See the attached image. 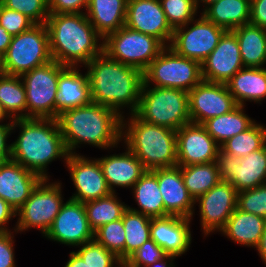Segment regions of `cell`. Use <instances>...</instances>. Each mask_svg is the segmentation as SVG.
<instances>
[{"mask_svg":"<svg viewBox=\"0 0 266 267\" xmlns=\"http://www.w3.org/2000/svg\"><path fill=\"white\" fill-rule=\"evenodd\" d=\"M12 36L7 32V30L0 26V55L3 56L11 43Z\"/></svg>","mask_w":266,"mask_h":267,"instance_id":"51","label":"cell"},{"mask_svg":"<svg viewBox=\"0 0 266 267\" xmlns=\"http://www.w3.org/2000/svg\"><path fill=\"white\" fill-rule=\"evenodd\" d=\"M2 60L4 73L16 76H22L52 61L46 24H36L31 29L12 36Z\"/></svg>","mask_w":266,"mask_h":267,"instance_id":"9","label":"cell"},{"mask_svg":"<svg viewBox=\"0 0 266 267\" xmlns=\"http://www.w3.org/2000/svg\"><path fill=\"white\" fill-rule=\"evenodd\" d=\"M125 116L122 117L121 143L146 170L177 165L176 130L148 123L135 113Z\"/></svg>","mask_w":266,"mask_h":267,"instance_id":"5","label":"cell"},{"mask_svg":"<svg viewBox=\"0 0 266 267\" xmlns=\"http://www.w3.org/2000/svg\"><path fill=\"white\" fill-rule=\"evenodd\" d=\"M226 85L237 105L246 106V102L261 105L266 99V67H244Z\"/></svg>","mask_w":266,"mask_h":267,"instance_id":"26","label":"cell"},{"mask_svg":"<svg viewBox=\"0 0 266 267\" xmlns=\"http://www.w3.org/2000/svg\"><path fill=\"white\" fill-rule=\"evenodd\" d=\"M148 86L192 90L203 81L201 63L177 54L165 46L143 72Z\"/></svg>","mask_w":266,"mask_h":267,"instance_id":"8","label":"cell"},{"mask_svg":"<svg viewBox=\"0 0 266 267\" xmlns=\"http://www.w3.org/2000/svg\"><path fill=\"white\" fill-rule=\"evenodd\" d=\"M125 26L169 46L174 29L167 21L160 0H127Z\"/></svg>","mask_w":266,"mask_h":267,"instance_id":"18","label":"cell"},{"mask_svg":"<svg viewBox=\"0 0 266 267\" xmlns=\"http://www.w3.org/2000/svg\"><path fill=\"white\" fill-rule=\"evenodd\" d=\"M44 237L75 248L94 240L84 203L66 200Z\"/></svg>","mask_w":266,"mask_h":267,"instance_id":"16","label":"cell"},{"mask_svg":"<svg viewBox=\"0 0 266 267\" xmlns=\"http://www.w3.org/2000/svg\"><path fill=\"white\" fill-rule=\"evenodd\" d=\"M119 194L111 193L108 196L90 200L84 203L87 219L90 228L95 231L100 226L117 221L122 218L124 211L128 208L125 202H122Z\"/></svg>","mask_w":266,"mask_h":267,"instance_id":"34","label":"cell"},{"mask_svg":"<svg viewBox=\"0 0 266 267\" xmlns=\"http://www.w3.org/2000/svg\"><path fill=\"white\" fill-rule=\"evenodd\" d=\"M245 112V106L238 105L231 112L210 118L202 125L206 128L208 134L221 146L225 141L246 131L256 122Z\"/></svg>","mask_w":266,"mask_h":267,"instance_id":"32","label":"cell"},{"mask_svg":"<svg viewBox=\"0 0 266 267\" xmlns=\"http://www.w3.org/2000/svg\"><path fill=\"white\" fill-rule=\"evenodd\" d=\"M151 219L127 208L122 215L125 229L124 260H127L142 244L150 239Z\"/></svg>","mask_w":266,"mask_h":267,"instance_id":"36","label":"cell"},{"mask_svg":"<svg viewBox=\"0 0 266 267\" xmlns=\"http://www.w3.org/2000/svg\"><path fill=\"white\" fill-rule=\"evenodd\" d=\"M266 144V126L255 122L246 131L225 141L220 149L235 158L246 157L249 153L262 148Z\"/></svg>","mask_w":266,"mask_h":267,"instance_id":"37","label":"cell"},{"mask_svg":"<svg viewBox=\"0 0 266 267\" xmlns=\"http://www.w3.org/2000/svg\"><path fill=\"white\" fill-rule=\"evenodd\" d=\"M76 252L86 261L88 267H115L119 258L95 240L79 247Z\"/></svg>","mask_w":266,"mask_h":267,"instance_id":"40","label":"cell"},{"mask_svg":"<svg viewBox=\"0 0 266 267\" xmlns=\"http://www.w3.org/2000/svg\"><path fill=\"white\" fill-rule=\"evenodd\" d=\"M133 199L138 205L132 211L139 212L150 218L165 217L169 214L165 211L164 202L159 190L158 179L155 170H147L131 189Z\"/></svg>","mask_w":266,"mask_h":267,"instance_id":"29","label":"cell"},{"mask_svg":"<svg viewBox=\"0 0 266 267\" xmlns=\"http://www.w3.org/2000/svg\"><path fill=\"white\" fill-rule=\"evenodd\" d=\"M12 133V123H0V163L11 159V143L7 140Z\"/></svg>","mask_w":266,"mask_h":267,"instance_id":"48","label":"cell"},{"mask_svg":"<svg viewBox=\"0 0 266 267\" xmlns=\"http://www.w3.org/2000/svg\"><path fill=\"white\" fill-rule=\"evenodd\" d=\"M16 231L0 232V267H16L15 235Z\"/></svg>","mask_w":266,"mask_h":267,"instance_id":"45","label":"cell"},{"mask_svg":"<svg viewBox=\"0 0 266 267\" xmlns=\"http://www.w3.org/2000/svg\"><path fill=\"white\" fill-rule=\"evenodd\" d=\"M199 207L201 232L208 237L221 232L237 208V191L228 181H220L194 202ZM208 235V236H207Z\"/></svg>","mask_w":266,"mask_h":267,"instance_id":"14","label":"cell"},{"mask_svg":"<svg viewBox=\"0 0 266 267\" xmlns=\"http://www.w3.org/2000/svg\"><path fill=\"white\" fill-rule=\"evenodd\" d=\"M115 267H137L132 265L128 260H119Z\"/></svg>","mask_w":266,"mask_h":267,"instance_id":"56","label":"cell"},{"mask_svg":"<svg viewBox=\"0 0 266 267\" xmlns=\"http://www.w3.org/2000/svg\"><path fill=\"white\" fill-rule=\"evenodd\" d=\"M164 47L155 37L130 29L125 25L103 39V52L109 58L142 72L155 60Z\"/></svg>","mask_w":266,"mask_h":267,"instance_id":"10","label":"cell"},{"mask_svg":"<svg viewBox=\"0 0 266 267\" xmlns=\"http://www.w3.org/2000/svg\"><path fill=\"white\" fill-rule=\"evenodd\" d=\"M88 3L89 0H48V9L49 13H85Z\"/></svg>","mask_w":266,"mask_h":267,"instance_id":"46","label":"cell"},{"mask_svg":"<svg viewBox=\"0 0 266 267\" xmlns=\"http://www.w3.org/2000/svg\"><path fill=\"white\" fill-rule=\"evenodd\" d=\"M203 81L226 84L244 68L236 35L226 31L216 48L201 63Z\"/></svg>","mask_w":266,"mask_h":267,"instance_id":"20","label":"cell"},{"mask_svg":"<svg viewBox=\"0 0 266 267\" xmlns=\"http://www.w3.org/2000/svg\"><path fill=\"white\" fill-rule=\"evenodd\" d=\"M188 103L190 120L195 124L227 114L238 106L226 84L207 81L188 92Z\"/></svg>","mask_w":266,"mask_h":267,"instance_id":"17","label":"cell"},{"mask_svg":"<svg viewBox=\"0 0 266 267\" xmlns=\"http://www.w3.org/2000/svg\"><path fill=\"white\" fill-rule=\"evenodd\" d=\"M259 257L261 258L262 262L266 265V223L264 226L263 233L261 235L260 242L256 247Z\"/></svg>","mask_w":266,"mask_h":267,"instance_id":"52","label":"cell"},{"mask_svg":"<svg viewBox=\"0 0 266 267\" xmlns=\"http://www.w3.org/2000/svg\"><path fill=\"white\" fill-rule=\"evenodd\" d=\"M177 165L215 162L220 146L202 124L189 123L176 131Z\"/></svg>","mask_w":266,"mask_h":267,"instance_id":"19","label":"cell"},{"mask_svg":"<svg viewBox=\"0 0 266 267\" xmlns=\"http://www.w3.org/2000/svg\"><path fill=\"white\" fill-rule=\"evenodd\" d=\"M208 20L226 31L249 24V0H218L201 12Z\"/></svg>","mask_w":266,"mask_h":267,"instance_id":"31","label":"cell"},{"mask_svg":"<svg viewBox=\"0 0 266 267\" xmlns=\"http://www.w3.org/2000/svg\"><path fill=\"white\" fill-rule=\"evenodd\" d=\"M84 67L92 103L109 107L121 117L125 107L129 112L126 114L136 112L144 83L142 71L113 60L104 52Z\"/></svg>","mask_w":266,"mask_h":267,"instance_id":"1","label":"cell"},{"mask_svg":"<svg viewBox=\"0 0 266 267\" xmlns=\"http://www.w3.org/2000/svg\"><path fill=\"white\" fill-rule=\"evenodd\" d=\"M0 104L12 120L26 118V91L21 76L4 73L0 77Z\"/></svg>","mask_w":266,"mask_h":267,"instance_id":"35","label":"cell"},{"mask_svg":"<svg viewBox=\"0 0 266 267\" xmlns=\"http://www.w3.org/2000/svg\"><path fill=\"white\" fill-rule=\"evenodd\" d=\"M135 114L148 123L177 131L191 123L188 92L143 84Z\"/></svg>","mask_w":266,"mask_h":267,"instance_id":"6","label":"cell"},{"mask_svg":"<svg viewBox=\"0 0 266 267\" xmlns=\"http://www.w3.org/2000/svg\"><path fill=\"white\" fill-rule=\"evenodd\" d=\"M60 133L69 154L82 144L101 150L120 147L122 117L104 105L90 103L63 111L57 117Z\"/></svg>","mask_w":266,"mask_h":267,"instance_id":"2","label":"cell"},{"mask_svg":"<svg viewBox=\"0 0 266 267\" xmlns=\"http://www.w3.org/2000/svg\"><path fill=\"white\" fill-rule=\"evenodd\" d=\"M64 164L76 190L69 199L85 203L112 193L96 158L69 154Z\"/></svg>","mask_w":266,"mask_h":267,"instance_id":"15","label":"cell"},{"mask_svg":"<svg viewBox=\"0 0 266 267\" xmlns=\"http://www.w3.org/2000/svg\"><path fill=\"white\" fill-rule=\"evenodd\" d=\"M180 169L184 184L194 200L208 192L221 181L216 161L180 166Z\"/></svg>","mask_w":266,"mask_h":267,"instance_id":"33","label":"cell"},{"mask_svg":"<svg viewBox=\"0 0 266 267\" xmlns=\"http://www.w3.org/2000/svg\"><path fill=\"white\" fill-rule=\"evenodd\" d=\"M127 0H89L86 17L104 39L125 24Z\"/></svg>","mask_w":266,"mask_h":267,"instance_id":"27","label":"cell"},{"mask_svg":"<svg viewBox=\"0 0 266 267\" xmlns=\"http://www.w3.org/2000/svg\"><path fill=\"white\" fill-rule=\"evenodd\" d=\"M43 178L10 159L0 163V198L16 211Z\"/></svg>","mask_w":266,"mask_h":267,"instance_id":"22","label":"cell"},{"mask_svg":"<svg viewBox=\"0 0 266 267\" xmlns=\"http://www.w3.org/2000/svg\"><path fill=\"white\" fill-rule=\"evenodd\" d=\"M36 25L24 14L8 9L0 3V26L4 27L11 36H16Z\"/></svg>","mask_w":266,"mask_h":267,"instance_id":"43","label":"cell"},{"mask_svg":"<svg viewBox=\"0 0 266 267\" xmlns=\"http://www.w3.org/2000/svg\"><path fill=\"white\" fill-rule=\"evenodd\" d=\"M0 3L8 9L24 14L35 24H45L50 15L48 0H0Z\"/></svg>","mask_w":266,"mask_h":267,"instance_id":"41","label":"cell"},{"mask_svg":"<svg viewBox=\"0 0 266 267\" xmlns=\"http://www.w3.org/2000/svg\"><path fill=\"white\" fill-rule=\"evenodd\" d=\"M46 26L52 60L66 67H84L103 52V38L85 13H50Z\"/></svg>","mask_w":266,"mask_h":267,"instance_id":"4","label":"cell"},{"mask_svg":"<svg viewBox=\"0 0 266 267\" xmlns=\"http://www.w3.org/2000/svg\"><path fill=\"white\" fill-rule=\"evenodd\" d=\"M160 2L173 29L186 25L201 13L196 8L194 0H160Z\"/></svg>","mask_w":266,"mask_h":267,"instance_id":"39","label":"cell"},{"mask_svg":"<svg viewBox=\"0 0 266 267\" xmlns=\"http://www.w3.org/2000/svg\"><path fill=\"white\" fill-rule=\"evenodd\" d=\"M265 223L266 218L236 208L220 233L236 244L255 249L260 242Z\"/></svg>","mask_w":266,"mask_h":267,"instance_id":"28","label":"cell"},{"mask_svg":"<svg viewBox=\"0 0 266 267\" xmlns=\"http://www.w3.org/2000/svg\"><path fill=\"white\" fill-rule=\"evenodd\" d=\"M159 190L169 215L193 220L195 200L189 194L181 174L180 166L156 169Z\"/></svg>","mask_w":266,"mask_h":267,"instance_id":"23","label":"cell"},{"mask_svg":"<svg viewBox=\"0 0 266 267\" xmlns=\"http://www.w3.org/2000/svg\"><path fill=\"white\" fill-rule=\"evenodd\" d=\"M198 16L174 29L169 47L182 57L202 63L216 48L226 30L202 13Z\"/></svg>","mask_w":266,"mask_h":267,"instance_id":"12","label":"cell"},{"mask_svg":"<svg viewBox=\"0 0 266 267\" xmlns=\"http://www.w3.org/2000/svg\"><path fill=\"white\" fill-rule=\"evenodd\" d=\"M237 208L266 218V183L253 189L237 192Z\"/></svg>","mask_w":266,"mask_h":267,"instance_id":"42","label":"cell"},{"mask_svg":"<svg viewBox=\"0 0 266 267\" xmlns=\"http://www.w3.org/2000/svg\"><path fill=\"white\" fill-rule=\"evenodd\" d=\"M189 218L168 215L151 219L150 239L162 247L168 255L177 258L191 247L192 231Z\"/></svg>","mask_w":266,"mask_h":267,"instance_id":"21","label":"cell"},{"mask_svg":"<svg viewBox=\"0 0 266 267\" xmlns=\"http://www.w3.org/2000/svg\"><path fill=\"white\" fill-rule=\"evenodd\" d=\"M7 120H9V122ZM5 121L7 123H13V120L7 115L2 105L0 104V123H4Z\"/></svg>","mask_w":266,"mask_h":267,"instance_id":"55","label":"cell"},{"mask_svg":"<svg viewBox=\"0 0 266 267\" xmlns=\"http://www.w3.org/2000/svg\"><path fill=\"white\" fill-rule=\"evenodd\" d=\"M66 68L52 60L21 76L26 91V118L56 119L58 78Z\"/></svg>","mask_w":266,"mask_h":267,"instance_id":"11","label":"cell"},{"mask_svg":"<svg viewBox=\"0 0 266 267\" xmlns=\"http://www.w3.org/2000/svg\"><path fill=\"white\" fill-rule=\"evenodd\" d=\"M4 74V69H3V60L2 56L0 55V77Z\"/></svg>","mask_w":266,"mask_h":267,"instance_id":"57","label":"cell"},{"mask_svg":"<svg viewBox=\"0 0 266 267\" xmlns=\"http://www.w3.org/2000/svg\"><path fill=\"white\" fill-rule=\"evenodd\" d=\"M62 192L61 181L50 182V178L42 179L26 202L16 211L18 217L13 225L15 231L22 234L34 228L44 237L65 203Z\"/></svg>","mask_w":266,"mask_h":267,"instance_id":"7","label":"cell"},{"mask_svg":"<svg viewBox=\"0 0 266 267\" xmlns=\"http://www.w3.org/2000/svg\"><path fill=\"white\" fill-rule=\"evenodd\" d=\"M80 67H67L58 78L56 119L71 108L86 106L92 102L87 73Z\"/></svg>","mask_w":266,"mask_h":267,"instance_id":"25","label":"cell"},{"mask_svg":"<svg viewBox=\"0 0 266 267\" xmlns=\"http://www.w3.org/2000/svg\"><path fill=\"white\" fill-rule=\"evenodd\" d=\"M249 23L266 29V0H252L250 2Z\"/></svg>","mask_w":266,"mask_h":267,"instance_id":"47","label":"cell"},{"mask_svg":"<svg viewBox=\"0 0 266 267\" xmlns=\"http://www.w3.org/2000/svg\"><path fill=\"white\" fill-rule=\"evenodd\" d=\"M19 131L11 142V159L26 169L50 178L48 166L61 159L64 163L69 156L56 119L22 118L14 119L12 131Z\"/></svg>","mask_w":266,"mask_h":267,"instance_id":"3","label":"cell"},{"mask_svg":"<svg viewBox=\"0 0 266 267\" xmlns=\"http://www.w3.org/2000/svg\"><path fill=\"white\" fill-rule=\"evenodd\" d=\"M176 256L173 255H167L162 260H158L157 262H154L153 264L147 266V267H175L177 265L175 262Z\"/></svg>","mask_w":266,"mask_h":267,"instance_id":"53","label":"cell"},{"mask_svg":"<svg viewBox=\"0 0 266 267\" xmlns=\"http://www.w3.org/2000/svg\"><path fill=\"white\" fill-rule=\"evenodd\" d=\"M69 259L65 263L64 267H88L86 261H84L81 256L75 251L69 253Z\"/></svg>","mask_w":266,"mask_h":267,"instance_id":"50","label":"cell"},{"mask_svg":"<svg viewBox=\"0 0 266 267\" xmlns=\"http://www.w3.org/2000/svg\"><path fill=\"white\" fill-rule=\"evenodd\" d=\"M218 1V0H194V4L198 11L200 10L199 8L201 7V11H203L208 5L211 3ZM202 3V4H201ZM204 6V7H202Z\"/></svg>","mask_w":266,"mask_h":267,"instance_id":"54","label":"cell"},{"mask_svg":"<svg viewBox=\"0 0 266 267\" xmlns=\"http://www.w3.org/2000/svg\"><path fill=\"white\" fill-rule=\"evenodd\" d=\"M94 240L124 260L125 229L122 218L104 224L94 231Z\"/></svg>","mask_w":266,"mask_h":267,"instance_id":"38","label":"cell"},{"mask_svg":"<svg viewBox=\"0 0 266 267\" xmlns=\"http://www.w3.org/2000/svg\"><path fill=\"white\" fill-rule=\"evenodd\" d=\"M122 146L125 152L96 158L113 193H116V187L132 189L147 171L141 161L126 146Z\"/></svg>","mask_w":266,"mask_h":267,"instance_id":"24","label":"cell"},{"mask_svg":"<svg viewBox=\"0 0 266 267\" xmlns=\"http://www.w3.org/2000/svg\"><path fill=\"white\" fill-rule=\"evenodd\" d=\"M216 162L221 181L230 182L237 192L266 183V144L240 159L220 149Z\"/></svg>","mask_w":266,"mask_h":267,"instance_id":"13","label":"cell"},{"mask_svg":"<svg viewBox=\"0 0 266 267\" xmlns=\"http://www.w3.org/2000/svg\"><path fill=\"white\" fill-rule=\"evenodd\" d=\"M232 32L237 37L244 67H266V29L249 23Z\"/></svg>","mask_w":266,"mask_h":267,"instance_id":"30","label":"cell"},{"mask_svg":"<svg viewBox=\"0 0 266 267\" xmlns=\"http://www.w3.org/2000/svg\"><path fill=\"white\" fill-rule=\"evenodd\" d=\"M168 254L152 239L144 242L127 260L134 266L147 267L158 260H162Z\"/></svg>","mask_w":266,"mask_h":267,"instance_id":"44","label":"cell"},{"mask_svg":"<svg viewBox=\"0 0 266 267\" xmlns=\"http://www.w3.org/2000/svg\"><path fill=\"white\" fill-rule=\"evenodd\" d=\"M15 217H17L16 210L5 200L0 198V232L15 231V227H12L13 229H11L9 226V221H12L13 218L15 219Z\"/></svg>","mask_w":266,"mask_h":267,"instance_id":"49","label":"cell"}]
</instances>
